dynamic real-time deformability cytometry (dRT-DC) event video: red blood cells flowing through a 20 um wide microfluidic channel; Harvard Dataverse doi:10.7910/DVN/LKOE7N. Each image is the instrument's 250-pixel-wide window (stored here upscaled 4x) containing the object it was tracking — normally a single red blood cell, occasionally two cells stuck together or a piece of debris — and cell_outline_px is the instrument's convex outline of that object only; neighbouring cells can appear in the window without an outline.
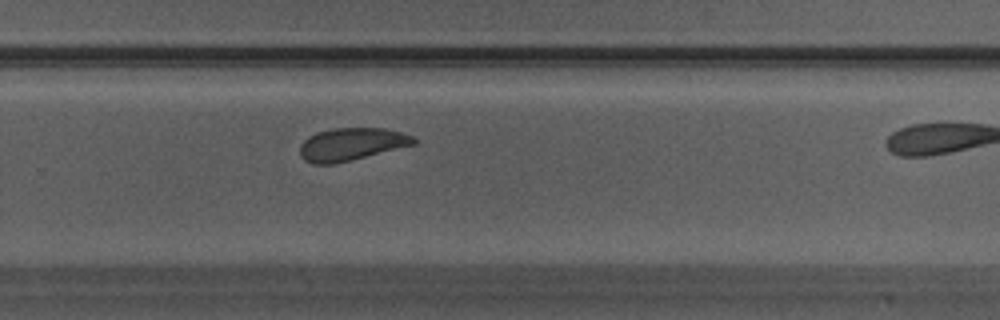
{"species": "Egyptian fruit bat (a non-hibernating species)", "species_latin": "Rousettus aegyptiacus", "temperature_condition": "warm", "stored_images_in_passage": 20, "camera_frame_rate_fps": 3000, "um_per_image_px": 0.085, "animal": {"sex": "male"}, "frame": {"image": 1, "passage_image": 15, "time_ms": 4.667, "image_size_px": [1000, 320], "cell_outline_px": [[416, 144], [336, 164], [312, 164], [304, 160], [300, 156], [300, 144], [308, 136], [316, 132], [332, 128], [384, 128], [400, 132], [412, 136], [416, 140]], "centroid_in_image_um": [29.83, 12.26], "position_along_channel_um": 300.0, "area_um2": 21.79}}